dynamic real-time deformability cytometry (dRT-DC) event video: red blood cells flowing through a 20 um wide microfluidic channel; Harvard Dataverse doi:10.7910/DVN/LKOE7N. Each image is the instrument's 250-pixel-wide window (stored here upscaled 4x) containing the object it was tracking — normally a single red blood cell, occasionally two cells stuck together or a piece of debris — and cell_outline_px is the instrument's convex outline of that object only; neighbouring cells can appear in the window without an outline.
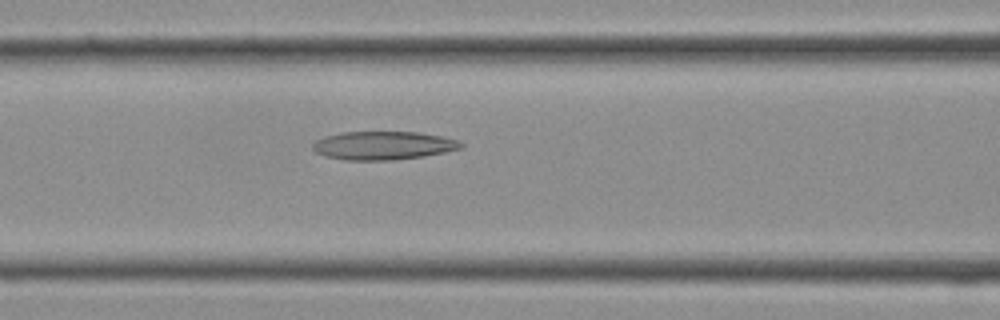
{"species": "Egyptian fruit bat (a non-hibernating species)", "species_latin": "Rousettus aegyptiacus", "temperature_condition": "cold", "stored_images_in_passage": 16, "camera_frame_rate_fps": 3000, "um_per_image_px": 0.085, "frame": {"image": 1, "passage_image": 12, "time_ms": 3.667, "image_size_px": [1000, 320], "cell_outline_px": [[464, 144], [460, 148], [444, 152], [424, 156], [392, 160], [344, 160], [324, 156], [316, 152], [312, 148], [312, 144], [316, 140], [324, 136], [340, 132], [420, 132], [440, 136], [456, 140]], "centroid_in_image_um": [32.52, 12.37], "position_along_channel_um": 134.1, "area_um2": 24.51}}
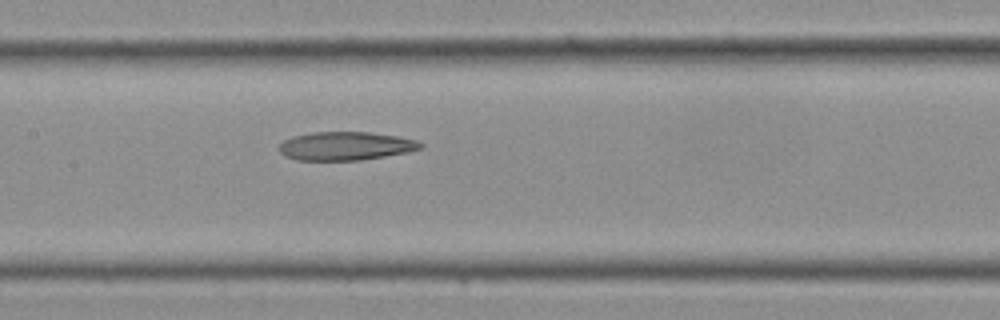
{"frame": {"image": 2, "passage_image": 14, "time_ms": 4.333, "image_size_px": [1000, 320], "cell_outline_px": [[424, 148], [408, 152], [360, 160], [296, 160], [284, 156], [280, 152], [280, 144], [284, 140], [292, 136], [312, 132], [368, 132], [396, 136], [416, 140], [424, 144]], "centroid_in_image_um": [29.38, 12.41], "position_along_channel_um": 178.0, "area_um2": 23.47}}
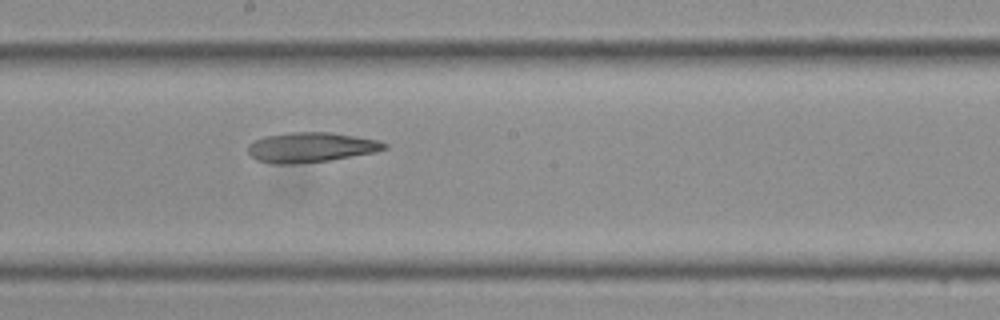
{"frame": {"image": 3, "passage_image": 16, "time_ms": 5.0, "image_size_px": [1000, 320], "cell_outline_px": [[388, 148], [376, 152], [328, 160], [292, 164], [272, 164], [256, 160], [248, 152], [248, 144], [256, 140], [268, 136], [288, 132], [332, 132], [380, 140], [388, 144]], "centroid_in_image_um": [26.46, 12.52], "position_along_channel_um": 221.7, "area_um2": 23.81}}